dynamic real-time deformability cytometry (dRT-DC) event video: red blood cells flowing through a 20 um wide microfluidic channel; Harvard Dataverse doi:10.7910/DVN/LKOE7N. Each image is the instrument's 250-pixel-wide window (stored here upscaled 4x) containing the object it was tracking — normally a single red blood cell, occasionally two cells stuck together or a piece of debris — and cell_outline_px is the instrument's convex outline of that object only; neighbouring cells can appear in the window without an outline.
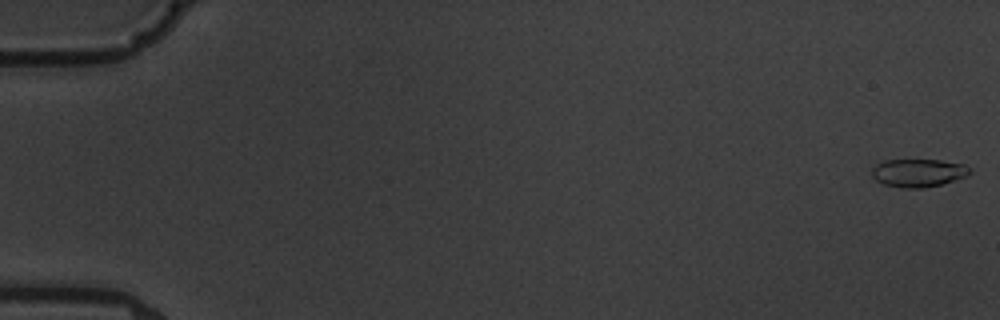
{"species": "common noctule bat (a hibernating species)", "species_latin": "Nyctalus noctula", "temperature_condition": "warm", "stored_images_in_passage": 11, "camera_frame_rate_fps": 3000, "um_per_image_px": 0.085, "animal": {"sex": "male", "body_mass_g": 19.5, "forearm_length_mm": 54.6}, "frame": {"image": 1, "passage_image": 1, "time_ms": 0.0, "image_size_px": [1000, 320], "cell_outline_px": [[972, 172], [968, 176], [940, 184], [924, 188], [904, 188], [884, 184], [876, 180], [872, 176], [872, 168], [876, 164], [884, 160], [940, 160], [964, 164], [972, 168]], "centroid_in_image_um": [78.08, 14.68], "position_along_channel_um": 6.9, "area_um2": 16.07}}
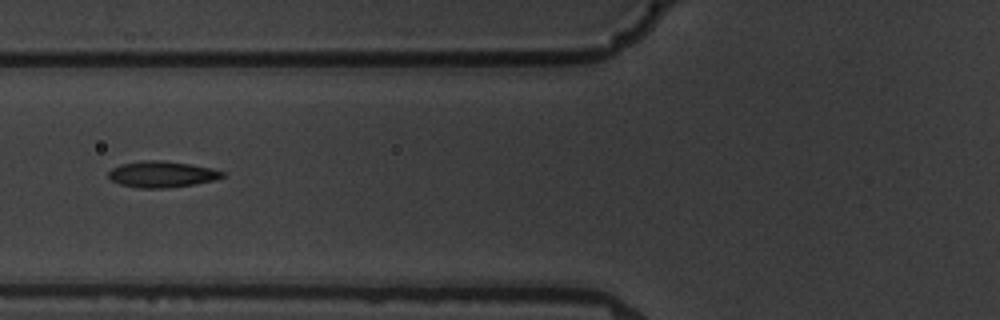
{"frame": {"image": 2, "passage_image": 7, "time_ms": 7.667, "image_size_px": [1000, 320], "cell_outline_px": [[228, 172], [224, 176], [216, 180], [168, 188], [136, 188], [120, 184], [112, 180], [108, 176], [108, 172], [112, 168], [120, 164], [144, 160], [164, 160], [192, 164], [212, 168]], "centroid_in_image_um": [13.79, 14.8], "position_along_channel_um": 112.0, "area_um2": 17.63}}
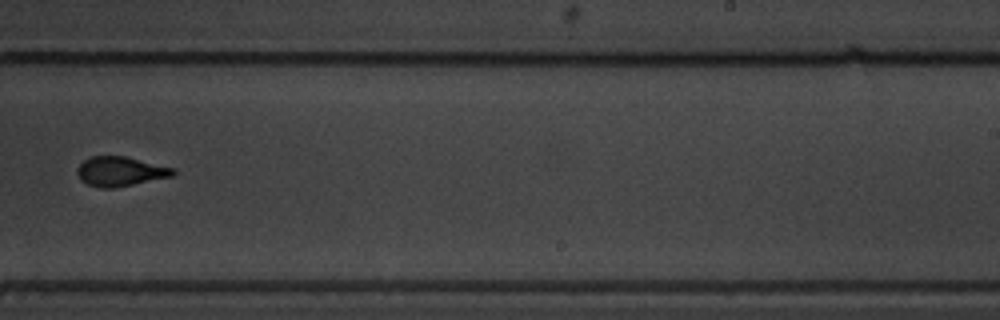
{"frame": {"image": 3, "passage_image": 11, "time_ms": 12.333, "image_size_px": [1000, 320], "cell_outline_px": [[176, 172], [172, 176], [112, 188], [100, 188], [88, 184], [80, 180], [76, 172], [76, 168], [84, 160], [92, 156], [124, 156], [176, 168]], "centroid_in_image_um": [10.21, 14.56], "position_along_channel_um": 278.8, "area_um2": 16.42}}